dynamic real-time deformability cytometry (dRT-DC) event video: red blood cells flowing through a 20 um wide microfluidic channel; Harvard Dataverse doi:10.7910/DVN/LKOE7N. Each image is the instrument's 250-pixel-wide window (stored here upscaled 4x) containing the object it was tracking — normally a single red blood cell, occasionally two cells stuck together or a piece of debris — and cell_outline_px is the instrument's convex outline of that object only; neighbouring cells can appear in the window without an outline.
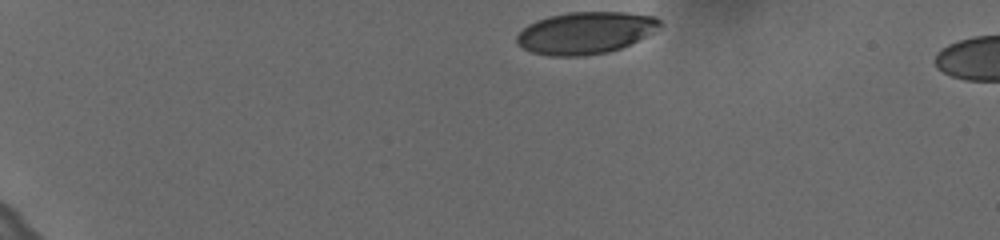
{"species": "human", "species_latin": "Homo sapiens", "temperature_condition": "cold", "stored_images_in_passage": 5, "camera_frame_rate_fps": 3000, "um_per_image_px": 0.085, "donor": {"sex": "female"}, "frame": {"image": 1, "passage_image": 1, "time_ms": 0.0, "image_size_px": [1000, 240], "cell_outline_px": [[660, 28], [620, 48], [608, 52], [584, 56], [548, 56], [532, 52], [516, 44], [516, 36], [528, 24], [536, 20], [548, 16], [568, 12], [628, 12], [656, 16], [660, 20]], "centroid_in_image_um": [49.73, 2.78], "position_along_channel_um": 35.3, "area_um2": 35.03}}